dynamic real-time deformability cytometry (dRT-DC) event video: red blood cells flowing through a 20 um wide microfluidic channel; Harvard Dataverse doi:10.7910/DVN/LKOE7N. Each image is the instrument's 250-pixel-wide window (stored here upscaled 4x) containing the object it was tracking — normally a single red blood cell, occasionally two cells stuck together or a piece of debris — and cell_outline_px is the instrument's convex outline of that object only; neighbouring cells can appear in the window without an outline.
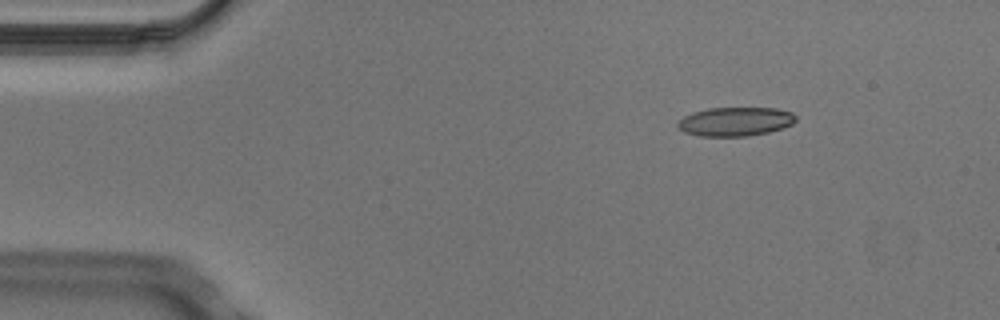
{"species": "Egyptian fruit bat (a non-hibernating species)", "species_latin": "Rousettus aegyptiacus", "temperature_condition": "cold", "stored_images_in_passage": 5, "camera_frame_rate_fps": 3000, "um_per_image_px": 0.085, "animal": {"sex": "male"}, "frame": {"image": 1, "passage_image": 2, "time_ms": 0.333, "image_size_px": [1000, 320], "cell_outline_px": [[796, 120], [792, 124], [768, 132], [748, 136], [700, 136], [684, 132], [676, 124], [684, 116], [692, 112], [708, 108], [776, 108], [792, 112], [796, 116]], "centroid_in_image_um": [62.5, 10.33], "position_along_channel_um": 22.5, "area_um2": 19.83}}